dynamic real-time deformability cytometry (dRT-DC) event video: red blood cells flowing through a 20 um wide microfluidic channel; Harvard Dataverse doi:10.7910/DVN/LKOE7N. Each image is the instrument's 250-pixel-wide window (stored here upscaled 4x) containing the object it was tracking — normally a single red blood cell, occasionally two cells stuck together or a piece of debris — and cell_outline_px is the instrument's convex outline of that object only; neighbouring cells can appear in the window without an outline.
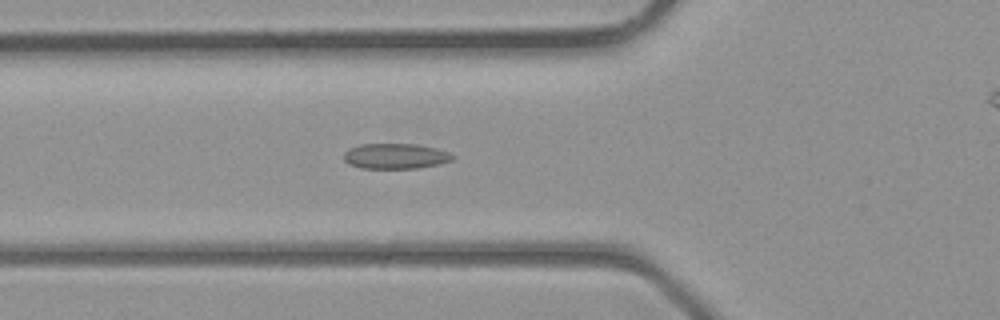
{"species": "common noctule bat (a hibernating species)", "species_latin": "Nyctalus noctula", "temperature_condition": "room temperature", "stored_images_in_passage": 41, "camera_frame_rate_fps": 3000, "um_per_image_px": 0.085, "animal": {"sex": "male", "body_mass_g": 23.1, "forearm_length_mm": 52.7}, "frame": {"image": 1, "passage_image": 15, "time_ms": 4.667, "image_size_px": [1000, 320], "cell_outline_px": [[456, 156], [452, 160], [440, 164], [416, 168], [360, 168], [348, 164], [344, 160], [344, 152], [348, 148], [360, 144], [416, 144], [436, 148], [448, 152]], "centroid_in_image_um": [33.6, 13.27], "position_along_channel_um": 92.2, "area_um2": 16.18}}
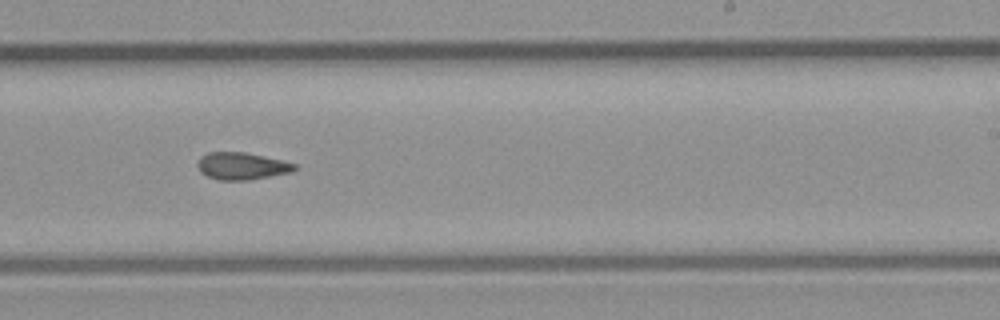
{"frame": {"image": 2, "passage_image": 25, "time_ms": 8.0, "image_size_px": [1000, 320], "cell_outline_px": [[296, 168], [292, 172], [248, 180], [220, 180], [208, 176], [200, 172], [196, 164], [200, 156], [208, 152], [244, 152], [264, 156], [296, 164]], "centroid_in_image_um": [20.51, 14.11], "position_along_channel_um": 268.5, "area_um2": 15.32}}
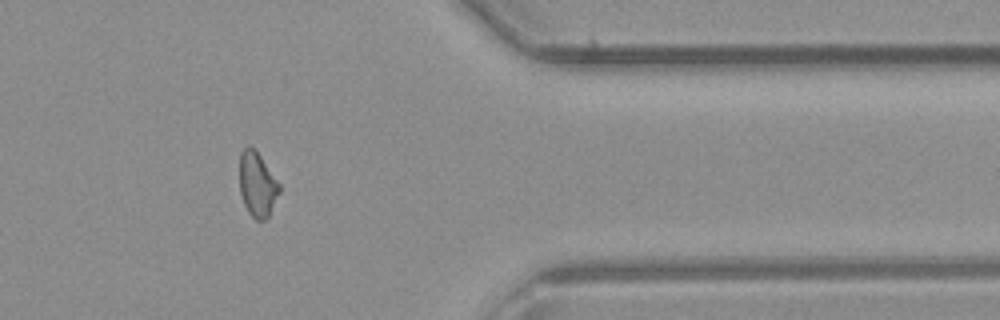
{"frame": {"image": 3, "passage_image": 33, "time_ms": 10.667, "image_size_px": [1000, 320], "cell_outline_px": [[280, 192], [268, 216], [264, 220], [256, 220], [248, 212], [244, 204], [240, 192], [240, 152], [248, 144], [260, 156], [280, 184]], "centroid_in_image_um": [21.86, 15.68], "position_along_channel_um": 389.5, "area_um2": 14.8}}